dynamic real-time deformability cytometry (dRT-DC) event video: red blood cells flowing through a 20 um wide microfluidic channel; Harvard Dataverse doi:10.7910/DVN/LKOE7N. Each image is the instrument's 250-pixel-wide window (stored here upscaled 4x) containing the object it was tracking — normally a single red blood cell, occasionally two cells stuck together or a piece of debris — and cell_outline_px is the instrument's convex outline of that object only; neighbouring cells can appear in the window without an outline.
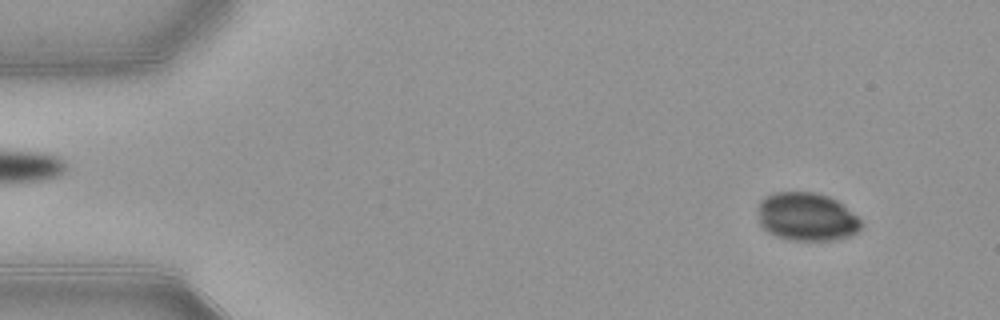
{"species": "common noctule bat (a hibernating species)", "species_latin": "Nyctalus noctula", "temperature_condition": "warm", "stored_images_in_passage": 52, "camera_frame_rate_fps": 3000, "um_per_image_px": 0.085, "animal": {"sex": "female", "body_mass_g": 21.9}, "frame": {"image": 1, "passage_image": 4, "time_ms": 1.0, "image_size_px": [1000, 320], "cell_outline_px": [[864, 224], [852, 236], [832, 240], [788, 240], [776, 236], [768, 232], [760, 224], [756, 208], [760, 200], [764, 196], [772, 192], [812, 192], [828, 196], [836, 200], [856, 216]], "centroid_in_image_um": [68.52, 18.42], "position_along_channel_um": 16.5, "area_um2": 29.25}}
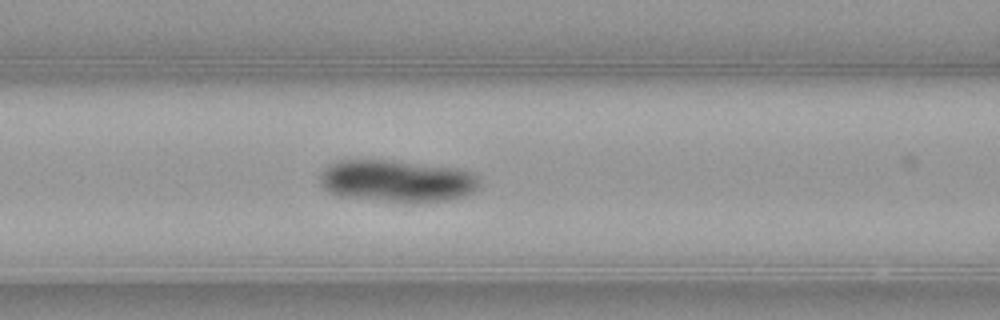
{"frame": {"image": 2, "passage_image": 21, "time_ms": 6.667, "image_size_px": [1000, 320], "cell_outline_px": [[480, 188], [464, 196], [448, 200], [384, 200], [340, 196], [328, 192], [320, 184], [320, 172], [328, 164], [340, 160], [384, 160], [460, 168], [472, 172], [480, 176]], "centroid_in_image_um": [33.75, 15.35], "position_along_channel_um": 132.8, "area_um2": 38.73}}
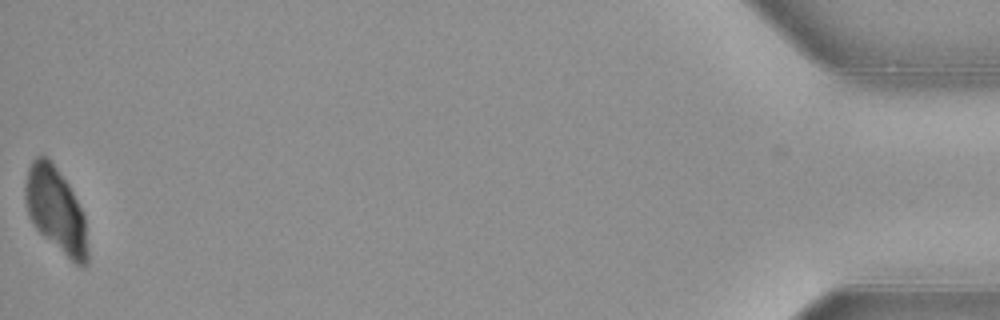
{"frame": {"image": 3, "passage_image": 52, "time_ms": 17.0, "image_size_px": [1000, 320], "cell_outline_px": [[88, 264], [84, 268], [76, 264], [44, 236], [36, 228], [28, 216], [24, 200], [24, 184], [28, 168], [32, 160], [36, 156], [48, 156], [68, 184], [84, 212], [88, 248]], "centroid_in_image_um": [4.74, 17.84], "position_along_channel_um": 430.5, "area_um2": 31.1}}